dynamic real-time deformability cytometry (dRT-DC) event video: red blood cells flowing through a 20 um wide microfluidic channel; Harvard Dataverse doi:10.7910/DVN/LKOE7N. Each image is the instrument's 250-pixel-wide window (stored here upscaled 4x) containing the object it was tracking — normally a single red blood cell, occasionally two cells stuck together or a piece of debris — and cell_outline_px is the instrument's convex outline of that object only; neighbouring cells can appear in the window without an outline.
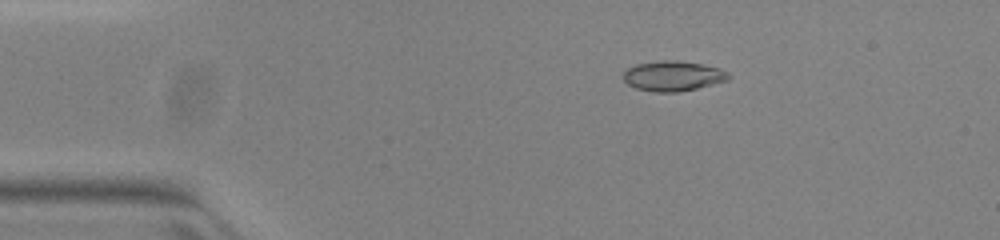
{"species": "common noctule bat (a hibernating species)", "species_latin": "Nyctalus noctula", "temperature_condition": "warm", "stored_images_in_passage": 44, "camera_frame_rate_fps": 3000, "um_per_image_px": 0.085, "animal": {"sex": "female", "body_mass_g": 23.0, "forearm_length_mm": 53.4}, "frame": {"image": 1, "passage_image": 2, "time_ms": 0.333, "image_size_px": [1000, 240], "cell_outline_px": [[732, 76], [728, 80], [696, 88], [676, 92], [656, 92], [636, 88], [628, 84], [624, 80], [624, 72], [628, 68], [636, 64], [664, 60], [676, 60], [704, 64], [720, 68], [728, 72]], "centroid_in_image_um": [57.24, 6.45], "position_along_channel_um": 27.8, "area_um2": 18.38}}
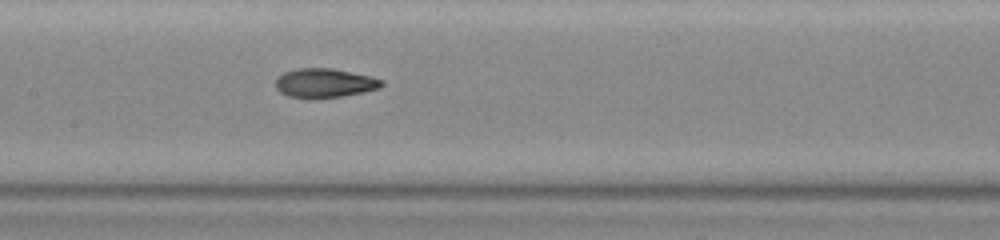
{"frame": {"image": 2, "passage_image": 18, "time_ms": 5.667, "image_size_px": [1000, 240], "cell_outline_px": [[384, 84], [380, 88], [344, 96], [288, 96], [280, 92], [276, 88], [276, 80], [284, 72], [296, 68], [332, 68], [372, 76], [384, 80]], "centroid_in_image_um": [27.64, 7.02], "position_along_channel_um": 179.8, "area_um2": 17.57}}
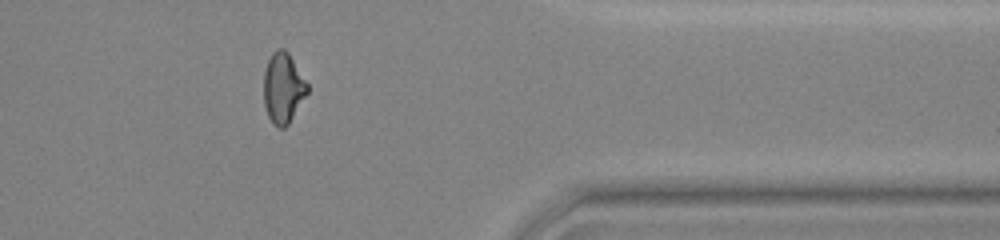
{"frame": {"image": 3, "passage_image": 35, "time_ms": 11.333, "image_size_px": [1000, 240], "cell_outline_px": [[308, 92], [288, 124], [284, 128], [280, 128], [272, 124], [268, 116], [264, 104], [264, 72], [268, 60], [272, 52], [276, 48], [284, 48], [288, 52], [308, 84]], "centroid_in_image_um": [24.05, 7.47], "position_along_channel_um": 387.3, "area_um2": 17.86}, "authors_computed_cell_mechanics": {"area_um2": 18.0914, "velocity_mm_per_s": 3.9921, "shape_relaxation_time_tau1_ms": null, "shape_relaxation_time_tau2_ms": 1.6473, "deformation_change_tau1": null, "deformation_change_tau2": 0.0662}}